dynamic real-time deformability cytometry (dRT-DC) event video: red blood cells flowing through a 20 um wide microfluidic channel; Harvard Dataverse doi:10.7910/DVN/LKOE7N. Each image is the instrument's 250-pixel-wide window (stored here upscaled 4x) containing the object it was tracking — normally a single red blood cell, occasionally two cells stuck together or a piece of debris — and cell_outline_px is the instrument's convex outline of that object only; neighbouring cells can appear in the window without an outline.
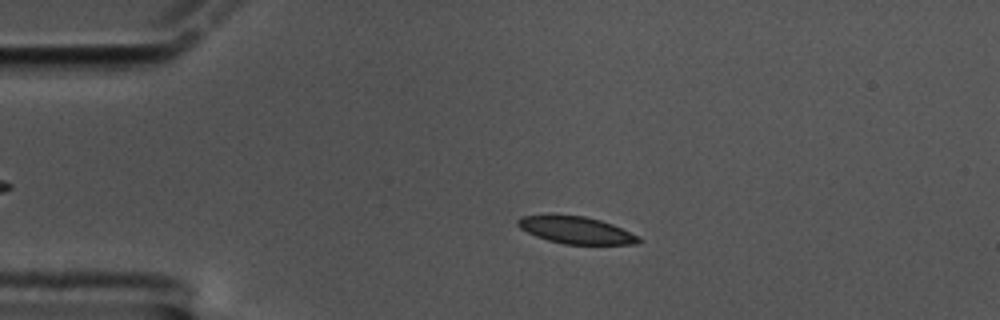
{"species": "common noctule bat (a hibernating species)", "species_latin": "Nyctalus noctula", "temperature_condition": "cold", "stored_images_in_passage": 53, "camera_frame_rate_fps": 3000, "um_per_image_px": 0.085, "animal": {"sex": "male", "body_mass_g": 17.5, "forearm_length_mm": 52.3}, "frame": {"image": 1, "passage_image": 5, "time_ms": 1.333, "image_size_px": [1000, 320], "cell_outline_px": [[640, 240], [636, 244], [564, 244], [548, 240], [536, 236], [520, 228], [516, 224], [516, 220], [520, 216], [584, 216], [600, 220], [612, 224], [640, 236]], "centroid_in_image_um": [48.98, 19.57], "position_along_channel_um": 36.0, "area_um2": 18.73}}
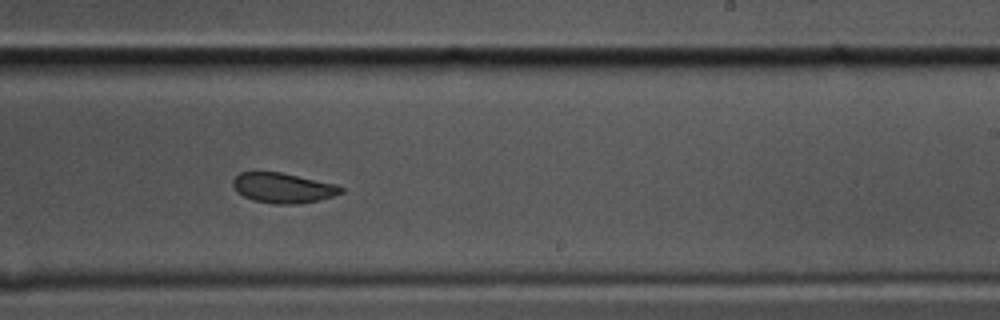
{"frame": {"image": 2, "passage_image": 29, "time_ms": 9.333, "image_size_px": [1000, 320], "cell_outline_px": [[344, 192], [320, 200], [296, 204], [276, 204], [252, 200], [236, 192], [232, 184], [232, 180], [240, 172], [280, 172], [336, 184], [344, 188]], "centroid_in_image_um": [24.05, 15.97], "position_along_channel_um": 265.0, "area_um2": 18.96}}
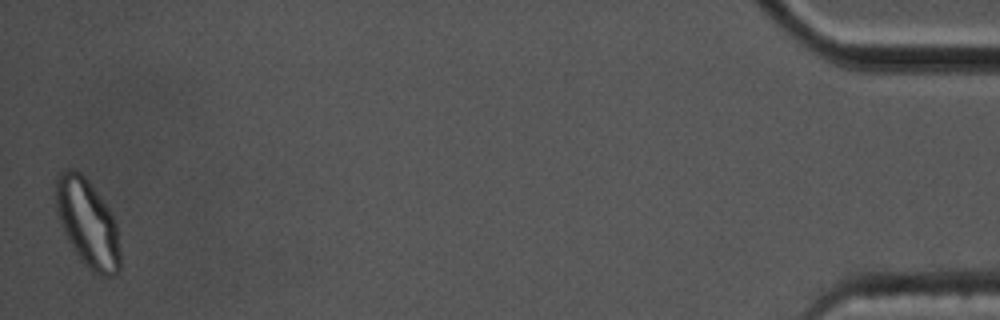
{"frame": {"image": 3, "passage_image": 52, "time_ms": 17.0, "image_size_px": [1000, 320], "cell_outline_px": [[120, 272], [116, 276], [100, 276], [92, 272], [80, 260], [72, 248], [64, 232], [56, 208], [56, 176], [64, 168], [72, 168], [80, 172], [88, 180], [108, 208], [116, 220], [120, 252]], "centroid_in_image_um": [7.46, 18.99], "position_along_channel_um": 427.7, "area_um2": 33.12}, "authors_computed_cell_mechanics": {"area_um2": 20.1144, "velocity_mm_per_s": 3.3165, "shape_relaxation_time_tau1_ms": 2.7975, "shape_relaxation_time_tau2_ms": 3.564, "deformation_change_tau1": 0.114, "deformation_change_tau2": 0.0865}}